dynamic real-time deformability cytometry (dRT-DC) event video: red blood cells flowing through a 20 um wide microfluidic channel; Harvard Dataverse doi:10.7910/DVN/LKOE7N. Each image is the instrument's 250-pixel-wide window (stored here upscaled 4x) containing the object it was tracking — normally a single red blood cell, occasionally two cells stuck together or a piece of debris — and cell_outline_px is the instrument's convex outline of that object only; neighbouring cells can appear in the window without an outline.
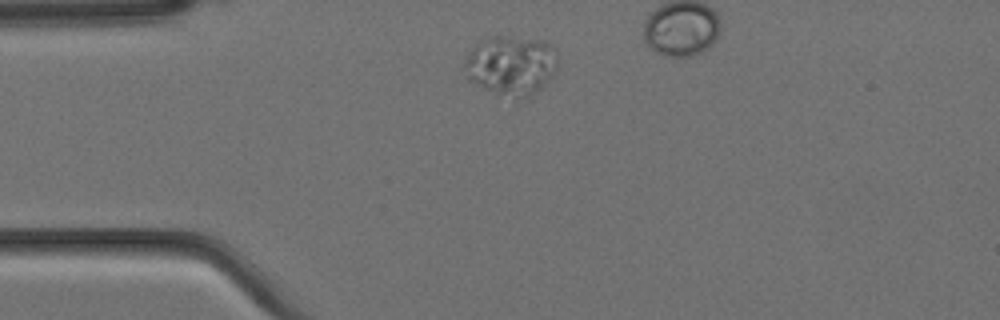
{"species": "Egyptian fruit bat (a non-hibernating species)", "species_latin": "Rousettus aegyptiacus", "temperature_condition": "cold", "stored_images_in_passage": 3, "camera_frame_rate_fps": 3000, "um_per_image_px": 0.085, "animal": {"sex": "female"}, "frame": {"image": 1, "passage_image": 1, "time_ms": 0.0, "image_size_px": [1000, 320], "cell_outline_px": [[560, 68], [528, 100], [512, 108], [468, 80], [464, 76], [464, 60], [468, 52], [480, 40], [492, 36], [504, 36], [540, 40], [552, 44], [556, 48]], "centroid_in_image_um": [43.44, 5.71], "position_along_channel_um": 41.6, "area_um2": 35.03}}